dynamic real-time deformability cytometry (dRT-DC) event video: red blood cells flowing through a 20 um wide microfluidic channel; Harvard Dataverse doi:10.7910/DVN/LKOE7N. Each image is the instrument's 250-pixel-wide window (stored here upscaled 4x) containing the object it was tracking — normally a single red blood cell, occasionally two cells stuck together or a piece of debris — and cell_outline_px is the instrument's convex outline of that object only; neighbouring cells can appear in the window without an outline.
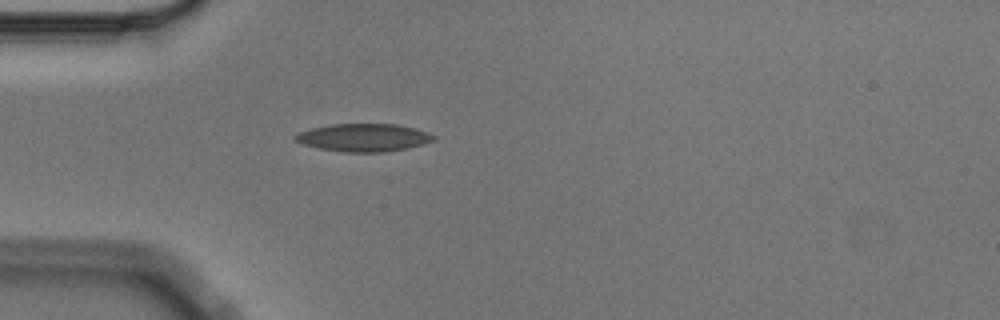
{"species": "Egyptian fruit bat (a non-hibernating species)", "species_latin": "Rousettus aegyptiacus", "temperature_condition": "cold", "stored_images_in_passage": 4, "camera_frame_rate_fps": 3000, "um_per_image_px": 0.085, "animal": {"sex": "male"}, "frame": {"image": 1, "passage_image": 4, "time_ms": 1.0, "image_size_px": [1000, 320], "cell_outline_px": [[436, 140], [424, 144], [408, 148], [384, 152], [340, 152], [320, 148], [304, 144], [296, 140], [292, 136], [300, 132], [312, 128], [332, 124], [396, 124], [416, 128], [428, 132], [436, 136]], "centroid_in_image_um": [30.96, 11.69], "position_along_channel_um": 54.0, "area_um2": 22.48}}